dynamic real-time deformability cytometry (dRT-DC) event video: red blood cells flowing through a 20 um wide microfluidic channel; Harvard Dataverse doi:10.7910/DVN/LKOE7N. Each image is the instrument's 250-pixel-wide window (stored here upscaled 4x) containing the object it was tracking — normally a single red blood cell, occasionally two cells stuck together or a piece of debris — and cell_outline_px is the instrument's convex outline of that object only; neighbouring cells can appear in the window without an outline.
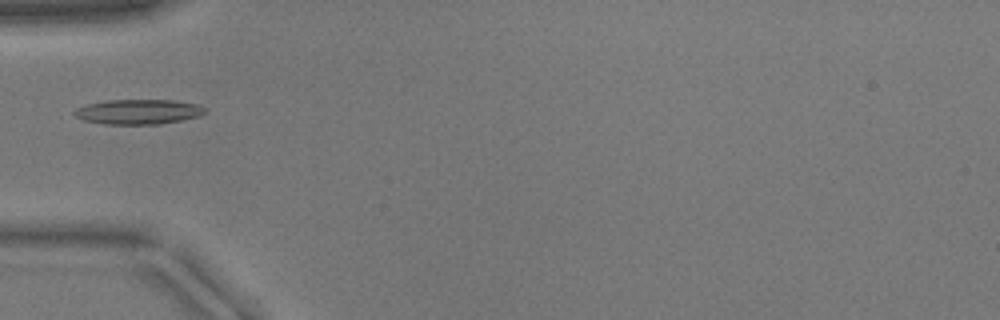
{"species": "common noctule bat (a hibernating species)", "species_latin": "Nyctalus noctula", "temperature_condition": "warm", "stored_images_in_passage": 35, "camera_frame_rate_fps": 3000, "um_per_image_px": 0.085, "animal": {"sex": "male", "body_mass_g": 17.9}, "frame": {"image": 1, "passage_image": 1, "time_ms": 0.0, "image_size_px": [1000, 320], "cell_outline_px": [[208, 108], [200, 116], [180, 120], [156, 124], [104, 124], [84, 120], [76, 116], [72, 112], [76, 108], [88, 104], [104, 100], [172, 100], [200, 104]], "centroid_in_image_um": [11.77, 9.49], "position_along_channel_um": 73.2, "area_um2": 18.96}}
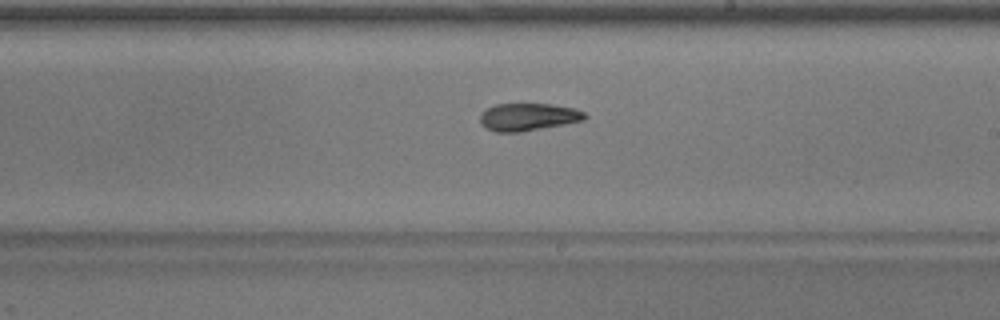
{"frame": {"image": 2, "passage_image": 14, "time_ms": 4.333, "image_size_px": [1000, 320], "cell_outline_px": [[588, 116], [584, 120], [564, 124], [520, 132], [496, 132], [480, 124], [480, 116], [488, 108], [496, 104], [552, 104], [576, 108], [584, 112]], "centroid_in_image_um": [44.93, 9.93], "position_along_channel_um": 244.1, "area_um2": 16.7}}
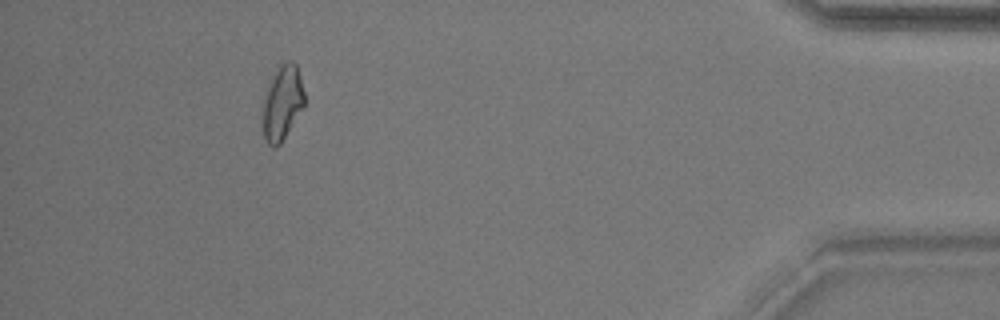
{"frame": {"image": 3, "passage_image": 31, "time_ms": 10.0, "image_size_px": [1000, 320], "cell_outline_px": [[304, 104], [280, 144], [276, 148], [272, 148], [264, 140], [264, 96], [268, 84], [276, 64], [288, 60], [292, 60], [296, 64], [304, 92]], "centroid_in_image_um": [23.98, 8.67], "position_along_channel_um": 411.2, "area_um2": 18.03}}